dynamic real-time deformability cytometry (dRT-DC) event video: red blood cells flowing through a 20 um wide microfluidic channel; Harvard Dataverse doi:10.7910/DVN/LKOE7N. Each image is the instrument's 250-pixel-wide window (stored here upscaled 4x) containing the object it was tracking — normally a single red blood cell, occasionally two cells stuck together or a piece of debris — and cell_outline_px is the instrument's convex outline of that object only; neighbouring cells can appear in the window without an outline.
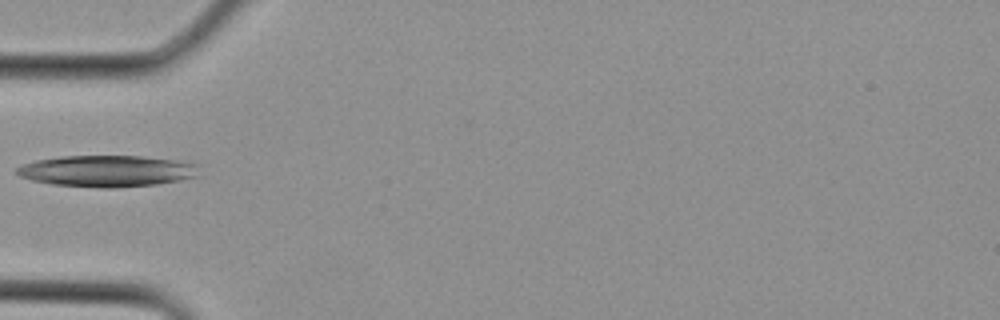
{"species": "Egyptian fruit bat (a non-hibernating species)", "species_latin": "Rousettus aegyptiacus", "temperature_condition": "cold", "stored_images_in_passage": 2, "camera_frame_rate_fps": 3000, "um_per_image_px": 0.085, "animal": {"sex": "female"}, "frame": {"image": 1, "passage_image": 2, "time_ms": 0.333, "image_size_px": [1000, 320], "cell_outline_px": [[200, 176], [180, 180], [156, 184], [108, 188], [52, 184], [32, 180], [20, 176], [12, 172], [20, 164], [36, 160], [60, 156], [144, 156], [188, 160], [200, 164]], "centroid_in_image_um": [9.17, 14.51], "position_along_channel_um": 75.8, "area_um2": 34.04}}